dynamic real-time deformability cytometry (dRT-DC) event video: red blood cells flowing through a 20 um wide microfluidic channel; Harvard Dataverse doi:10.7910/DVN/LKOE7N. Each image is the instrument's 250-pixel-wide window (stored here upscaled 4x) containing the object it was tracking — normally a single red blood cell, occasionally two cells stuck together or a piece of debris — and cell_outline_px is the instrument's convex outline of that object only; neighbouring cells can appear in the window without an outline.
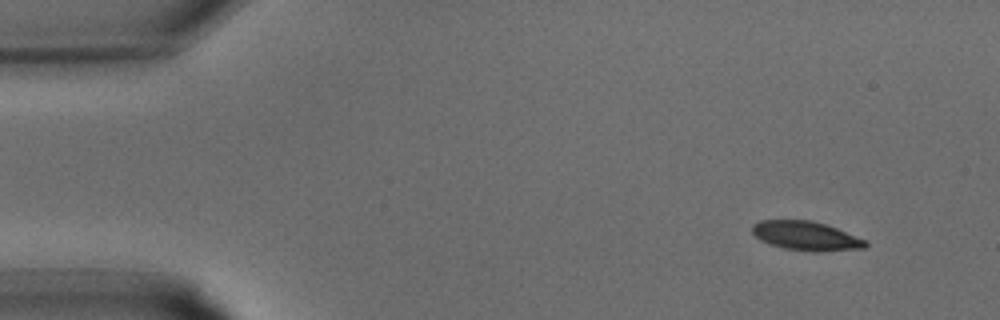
{"species": "common noctule bat (a hibernating species)", "species_latin": "Nyctalus noctula", "temperature_condition": "warm", "stored_images_in_passage": 32, "camera_frame_rate_fps": 3000, "um_per_image_px": 0.085, "animal": {"sex": "male", "body_mass_g": 15.6}, "frame": {"image": 1, "passage_image": 2, "time_ms": 0.333, "image_size_px": [1000, 320], "cell_outline_px": [[868, 244], [864, 248], [816, 252], [812, 252], [784, 248], [760, 240], [752, 232], [752, 224], [760, 220], [812, 220], [836, 228], [864, 240]], "centroid_in_image_um": [68.47, 20.04], "position_along_channel_um": 16.5, "area_um2": 18.96}}
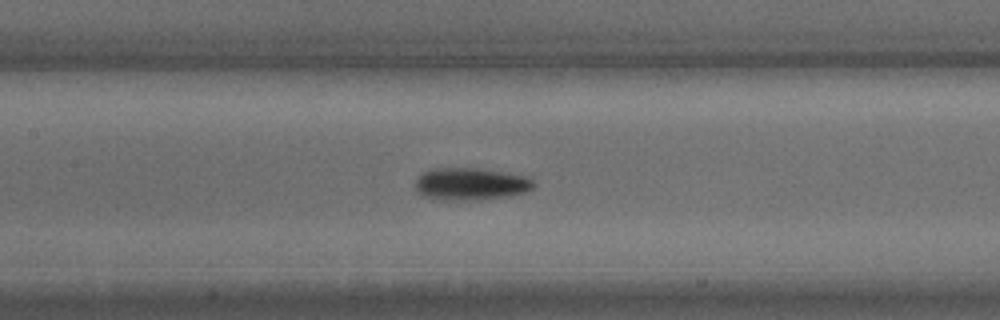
{"frame": {"image": 2, "passage_image": 14, "time_ms": 4.333, "image_size_px": [1000, 320], "cell_outline_px": [[536, 184], [532, 188], [524, 192], [512, 196], [476, 200], [440, 200], [424, 196], [416, 192], [416, 176], [424, 172], [436, 168], [476, 168], [528, 176], [536, 180]], "centroid_in_image_um": [40.03, 15.64], "position_along_channel_um": 167.4, "area_um2": 22.54}}
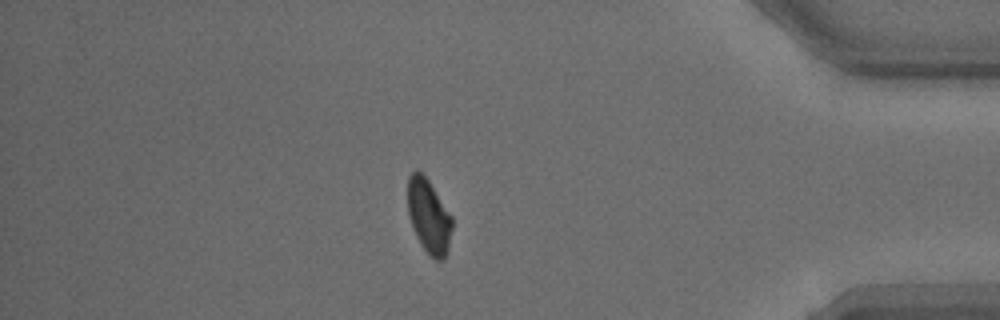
{"frame": {"image": 3, "passage_image": 27, "time_ms": 8.667, "image_size_px": [1000, 320], "cell_outline_px": [[452, 228], [448, 248], [444, 260], [436, 260], [420, 244], [416, 236], [408, 216], [408, 176], [412, 172], [420, 172], [428, 180], [452, 216]], "centroid_in_image_um": [36.44, 18.39], "position_along_channel_um": 398.8, "area_um2": 18.9}}